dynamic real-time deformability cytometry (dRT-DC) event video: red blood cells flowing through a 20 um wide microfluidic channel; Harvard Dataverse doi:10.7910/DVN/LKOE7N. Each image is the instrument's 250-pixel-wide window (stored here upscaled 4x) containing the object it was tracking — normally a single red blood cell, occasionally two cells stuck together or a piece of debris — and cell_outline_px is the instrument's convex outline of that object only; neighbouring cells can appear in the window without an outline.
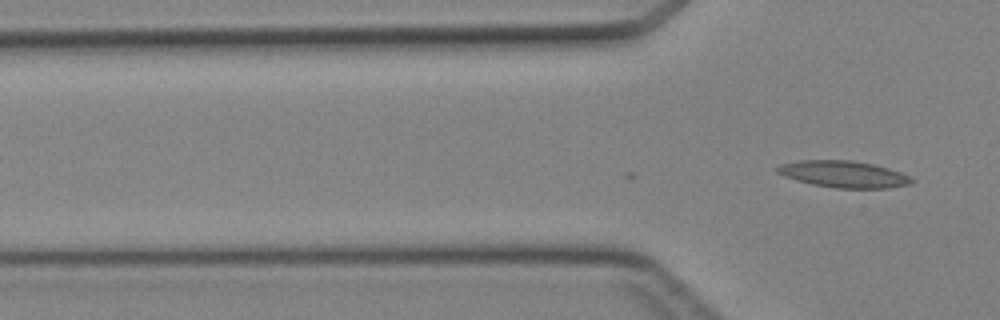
{"species": "Egyptian fruit bat (a non-hibernating species)", "species_latin": "Rousettus aegyptiacus", "temperature_condition": "cold", "stored_images_in_passage": 7, "camera_frame_rate_fps": 3000, "um_per_image_px": 0.085, "animal": {"sex": "female"}, "frame": {"image": 1, "passage_image": 7, "time_ms": 2.0, "image_size_px": [1000, 320], "cell_outline_px": [[916, 180], [912, 184], [884, 188], [836, 188], [812, 184], [796, 180], [784, 176], [776, 172], [776, 168], [780, 164], [796, 160], [852, 160], [872, 164], [888, 168], [900, 172]], "centroid_in_image_um": [71.69, 14.8], "position_along_channel_um": 54.1, "area_um2": 20.92}}